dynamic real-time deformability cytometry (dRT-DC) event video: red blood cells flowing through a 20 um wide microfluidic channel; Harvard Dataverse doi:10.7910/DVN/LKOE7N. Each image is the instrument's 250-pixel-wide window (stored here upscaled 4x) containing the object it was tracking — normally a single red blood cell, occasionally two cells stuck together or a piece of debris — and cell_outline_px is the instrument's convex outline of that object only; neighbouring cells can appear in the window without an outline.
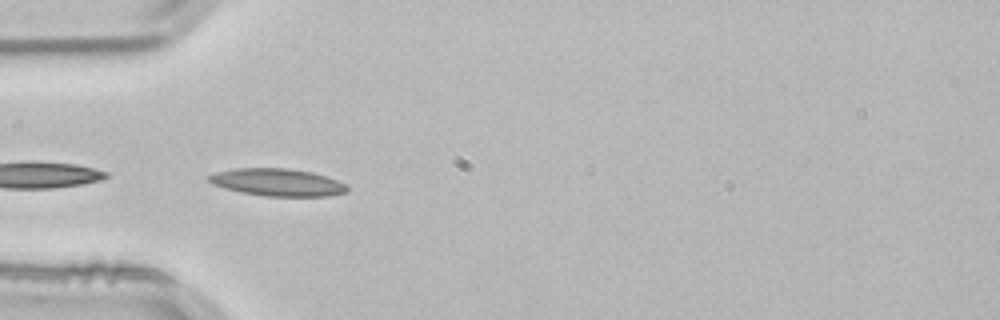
{"species": "common noctule bat (a hibernating species)", "species_latin": "Nyctalus noctula", "temperature_condition": "room temperature", "stored_images_in_passage": 4, "camera_frame_rate_fps": 3000, "um_per_image_px": 0.085, "animal": {"sex": "male", "body_mass_g": 21.5, "forearm_length_mm": 52.0}, "frame": {"image": 1, "passage_image": 1, "time_ms": 0.0, "image_size_px": [1000, 320], "cell_outline_px": [[348, 192], [328, 196], [264, 196], [240, 192], [224, 188], [212, 184], [208, 180], [208, 176], [216, 172], [236, 168], [288, 168], [312, 172], [348, 184]], "centroid_in_image_um": [23.59, 15.5], "position_along_channel_um": 61.4, "area_um2": 22.14}}